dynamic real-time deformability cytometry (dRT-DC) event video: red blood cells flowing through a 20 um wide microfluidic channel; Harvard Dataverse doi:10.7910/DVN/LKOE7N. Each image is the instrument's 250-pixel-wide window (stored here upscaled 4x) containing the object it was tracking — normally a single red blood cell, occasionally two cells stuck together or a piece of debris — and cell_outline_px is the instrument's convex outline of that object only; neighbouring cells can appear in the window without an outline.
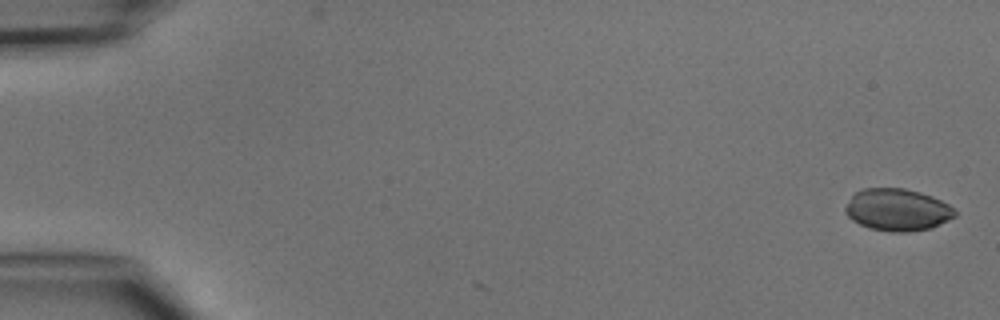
{"species": "common noctule bat (a hibernating species)", "species_latin": "Nyctalus noctula", "temperature_condition": "cold", "stored_images_in_passage": 3, "camera_frame_rate_fps": 3000, "um_per_image_px": 0.085, "animal": {"sex": "male", "body_mass_g": 15.6}, "frame": {"image": 1, "passage_image": 1, "time_ms": 0.0, "image_size_px": [1000, 320], "cell_outline_px": [[956, 216], [932, 228], [908, 232], [892, 232], [868, 228], [852, 220], [844, 212], [844, 208], [852, 196], [856, 192], [864, 188], [904, 188], [920, 192], [932, 196], [948, 204], [956, 212]], "centroid_in_image_um": [76.27, 17.84], "position_along_channel_um": 8.7, "area_um2": 26.93}}